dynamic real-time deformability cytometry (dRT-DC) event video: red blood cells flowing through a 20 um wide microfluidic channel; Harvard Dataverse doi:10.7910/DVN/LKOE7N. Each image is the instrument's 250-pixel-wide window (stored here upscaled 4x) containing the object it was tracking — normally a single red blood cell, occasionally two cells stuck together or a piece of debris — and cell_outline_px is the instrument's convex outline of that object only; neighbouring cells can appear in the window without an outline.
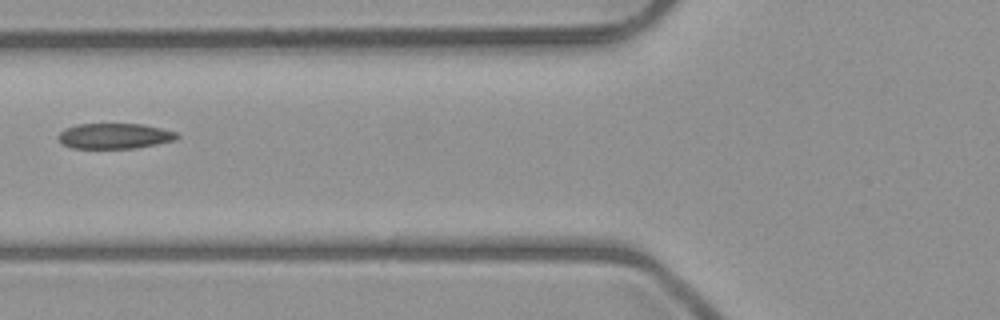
{"species": "common noctule bat (a hibernating species)", "species_latin": "Nyctalus noctula", "temperature_condition": "room temperature", "stored_images_in_passage": 7, "camera_frame_rate_fps": 3000, "um_per_image_px": 0.085, "animal": {"sex": "male", "body_mass_g": 23.1, "forearm_length_mm": 52.7}, "frame": {"image": 1, "passage_image": 6, "time_ms": 6.667, "image_size_px": [1000, 320], "cell_outline_px": [[180, 136], [176, 140], [136, 148], [72, 148], [60, 144], [56, 136], [64, 128], [76, 124], [144, 124], [176, 132]], "centroid_in_image_um": [9.69, 11.56], "position_along_channel_um": 116.1, "area_um2": 17.8}}
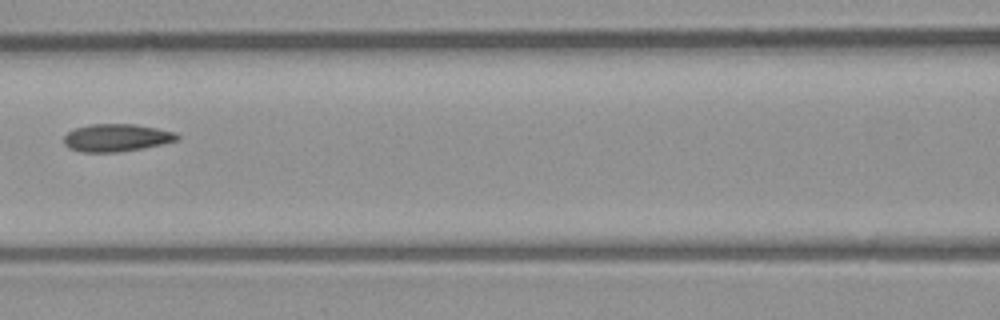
{"frame": {"image": 2, "passage_image": 7, "time_ms": 7.667, "image_size_px": [1000, 320], "cell_outline_px": [[180, 136], [176, 140], [144, 148], [116, 152], [80, 152], [68, 148], [64, 144], [64, 136], [68, 132], [76, 128], [92, 124], [132, 124], [156, 128], [176, 132]], "centroid_in_image_um": [9.87, 11.71], "position_along_channel_um": 156.7, "area_um2": 18.09}}